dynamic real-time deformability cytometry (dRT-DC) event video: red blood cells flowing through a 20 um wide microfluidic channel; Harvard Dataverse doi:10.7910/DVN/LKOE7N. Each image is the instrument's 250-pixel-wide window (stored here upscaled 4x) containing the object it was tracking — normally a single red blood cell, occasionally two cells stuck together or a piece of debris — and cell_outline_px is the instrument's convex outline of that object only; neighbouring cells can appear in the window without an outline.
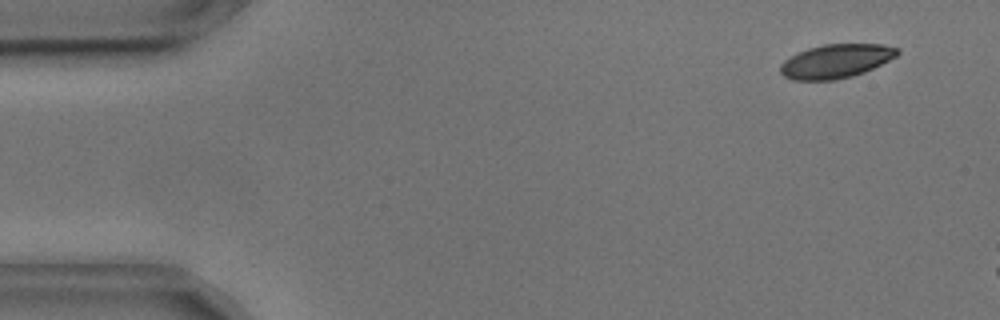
{"species": "common noctule bat (a hibernating species)", "species_latin": "Nyctalus noctula", "temperature_condition": "cold", "stored_images_in_passage": 10, "camera_frame_rate_fps": 3000, "um_per_image_px": 0.085, "animal": {"sex": "male", "body_mass_g": 17.9, "forearm_length_mm": 54.2}, "frame": {"image": 1, "passage_image": 4, "time_ms": 1.0, "image_size_px": [1000, 320], "cell_outline_px": [[900, 52], [896, 56], [864, 72], [852, 76], [836, 80], [792, 80], [784, 76], [780, 72], [780, 64], [784, 60], [808, 48], [824, 44], [884, 44], [900, 48]], "centroid_in_image_um": [71.06, 5.19], "position_along_channel_um": 13.9, "area_um2": 23.0}}